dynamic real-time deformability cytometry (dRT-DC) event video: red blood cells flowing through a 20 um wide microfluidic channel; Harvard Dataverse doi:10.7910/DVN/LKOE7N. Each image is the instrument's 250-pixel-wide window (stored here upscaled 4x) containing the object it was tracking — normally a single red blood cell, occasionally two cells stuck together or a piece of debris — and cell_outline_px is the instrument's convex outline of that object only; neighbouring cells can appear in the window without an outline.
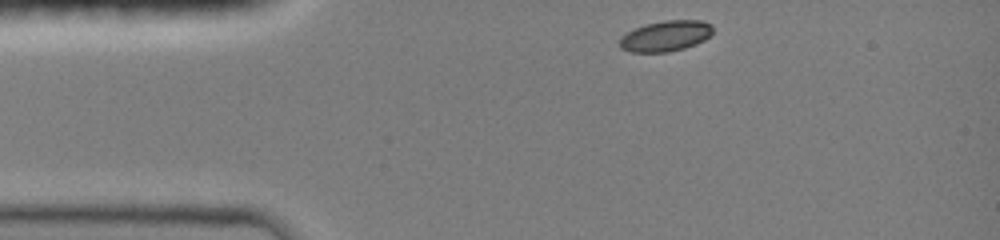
{"species": "common noctule bat (a hibernating species)", "species_latin": "Nyctalus noctula", "temperature_condition": "room temperature", "stored_images_in_passage": 35, "camera_frame_rate_fps": 3000, "um_per_image_px": 0.085, "animal": {"sex": "female", "body_mass_g": 19.0, "forearm_length_mm": 51.5}, "frame": {"image": 1, "passage_image": 1, "time_ms": 0.0, "image_size_px": [1000, 240], "cell_outline_px": [[712, 32], [704, 40], [696, 44], [684, 48], [668, 52], [628, 52], [620, 48], [620, 36], [644, 24], [664, 20], [700, 20], [712, 24]], "centroid_in_image_um": [56.56, 3.06], "position_along_channel_um": 28.4, "area_um2": 16.7}}
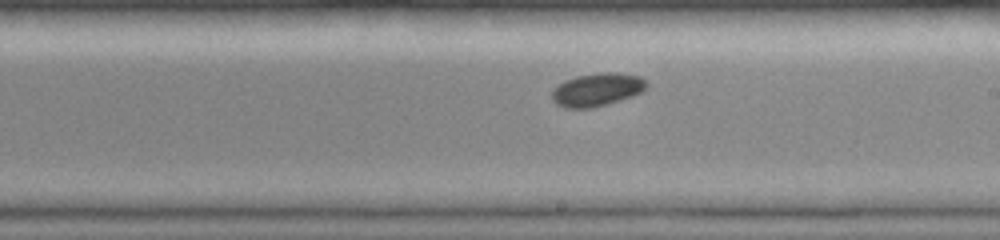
{"frame": {"image": 2, "passage_image": 20, "time_ms": 6.333, "image_size_px": [1000, 240], "cell_outline_px": [[648, 84], [640, 92], [632, 96], [592, 108], [564, 108], [556, 104], [552, 100], [552, 92], [564, 80], [576, 76], [604, 72], [616, 72], [640, 76]], "centroid_in_image_um": [50.73, 7.62], "position_along_channel_um": 238.3, "area_um2": 18.03}}
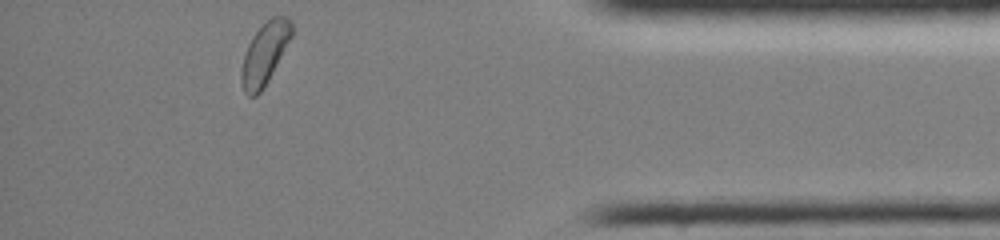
{"frame": {"image": 3, "passage_image": 35, "time_ms": 11.333, "image_size_px": [1000, 240], "cell_outline_px": [[292, 36], [268, 80], [260, 92], [256, 96], [248, 96], [244, 92], [240, 84], [240, 68], [248, 44], [252, 36], [272, 16], [288, 16], [292, 20]], "centroid_in_image_um": [22.48, 4.56], "position_along_channel_um": 412.7, "area_um2": 18.03}}